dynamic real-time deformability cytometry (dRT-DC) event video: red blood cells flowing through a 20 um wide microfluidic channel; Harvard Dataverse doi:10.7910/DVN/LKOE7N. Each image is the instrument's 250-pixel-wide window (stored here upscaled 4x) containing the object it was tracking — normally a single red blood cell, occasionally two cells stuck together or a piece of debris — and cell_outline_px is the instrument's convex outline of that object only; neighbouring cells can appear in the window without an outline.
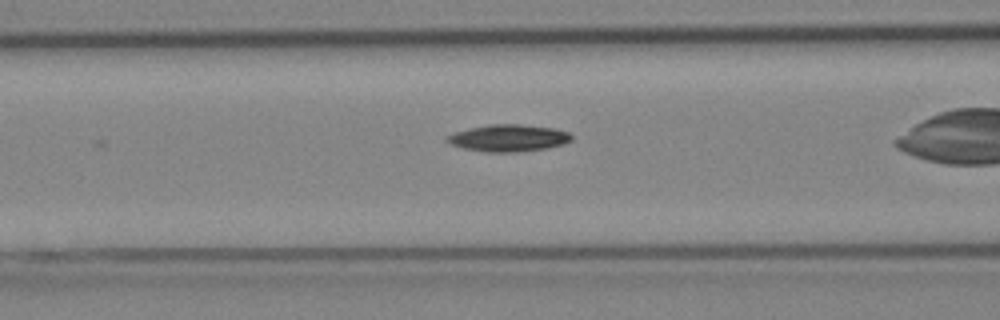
{"species": "Egyptian fruit bat (a non-hibernating species)", "species_latin": "Rousettus aegyptiacus", "temperature_condition": "cold", "stored_images_in_passage": 15, "camera_frame_rate_fps": 3000, "um_per_image_px": 0.085, "animal": {"sex": "female"}, "frame": {"image": 1, "passage_image": 5, "time_ms": 1.333, "image_size_px": [1000, 320], "cell_outline_px": [[572, 140], [564, 144], [544, 148], [520, 152], [488, 152], [464, 148], [452, 144], [444, 140], [444, 136], [452, 132], [468, 128], [488, 124], [520, 124], [552, 128], [568, 132], [572, 136]], "centroid_in_image_um": [43.17, 11.72], "position_along_channel_um": 123.4, "area_um2": 19.65}}
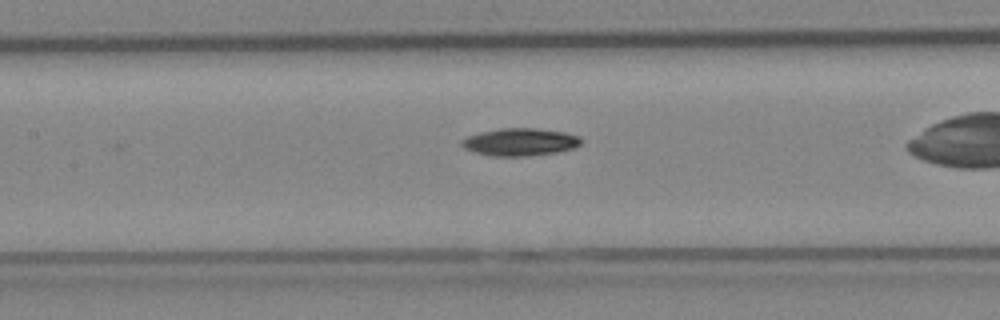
{"frame": {"image": 2, "passage_image": 8, "time_ms": 2.333, "image_size_px": [1000, 320], "cell_outline_px": [[580, 144], [572, 148], [556, 152], [524, 156], [492, 156], [476, 152], [464, 148], [460, 144], [460, 140], [468, 136], [480, 132], [500, 128], [536, 128], [564, 132], [580, 136]], "centroid_in_image_um": [44.17, 12.06], "position_along_channel_um": 163.2, "area_um2": 19.02}}
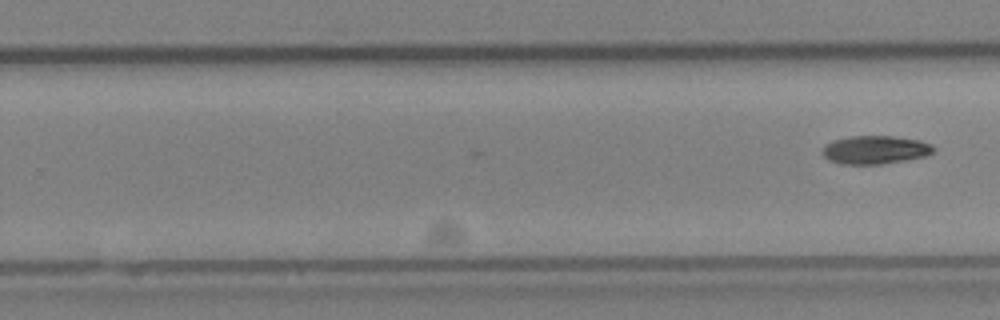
{"frame": {"image": 3, "passage_image": 15, "time_ms": 4.667, "image_size_px": [1000, 320], "cell_outline_px": [[936, 148], [928, 156], [884, 164], [840, 164], [828, 160], [820, 152], [824, 144], [832, 140], [848, 136], [892, 136], [920, 140], [932, 144]], "centroid_in_image_um": [74.37, 12.73], "position_along_channel_um": 255.4, "area_um2": 18.73}}